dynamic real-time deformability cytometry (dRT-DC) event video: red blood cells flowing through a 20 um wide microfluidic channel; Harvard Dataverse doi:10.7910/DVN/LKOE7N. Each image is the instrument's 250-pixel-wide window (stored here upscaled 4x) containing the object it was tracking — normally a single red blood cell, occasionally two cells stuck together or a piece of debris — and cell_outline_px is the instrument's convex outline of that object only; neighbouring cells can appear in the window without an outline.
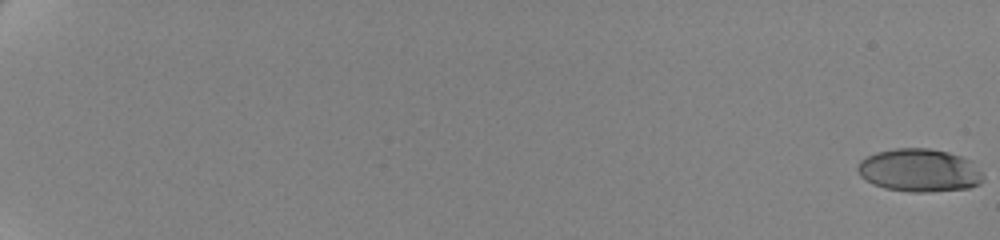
{"species": "human", "species_latin": "Homo sapiens", "temperature_condition": "cold", "stored_images_in_passage": 63, "camera_frame_rate_fps": 3000, "um_per_image_px": 0.085, "donor": {"sex": "female"}, "frame": {"image": 1, "passage_image": 1, "time_ms": 0.0, "image_size_px": [1000, 240], "cell_outline_px": [[984, 180], [980, 184], [968, 188], [928, 192], [912, 192], [884, 188], [872, 184], [864, 180], [860, 176], [856, 168], [860, 160], [876, 152], [896, 148], [928, 148], [948, 152], [972, 160], [984, 172]], "centroid_in_image_um": [78.17, 14.48], "position_along_channel_um": 6.8, "area_um2": 31.91}}
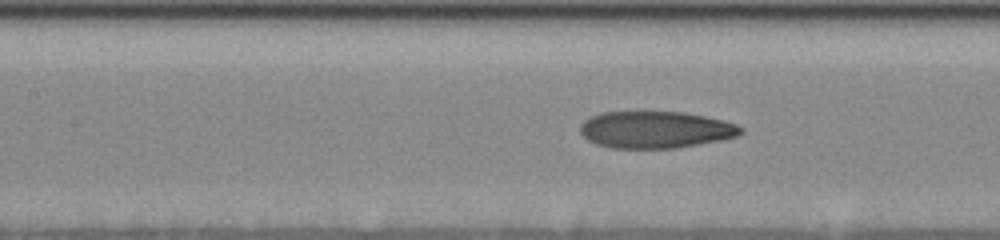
{"frame": {"image": 2, "passage_image": 34, "time_ms": 11.0, "image_size_px": [1000, 240], "cell_outline_px": [[744, 132], [736, 136], [720, 140], [676, 148], [608, 148], [596, 144], [588, 140], [580, 132], [580, 124], [584, 120], [600, 112], [684, 112], [704, 116], [736, 124], [744, 128]], "centroid_in_image_um": [55.69, 11.03], "position_along_channel_um": 151.7, "area_um2": 34.51}}
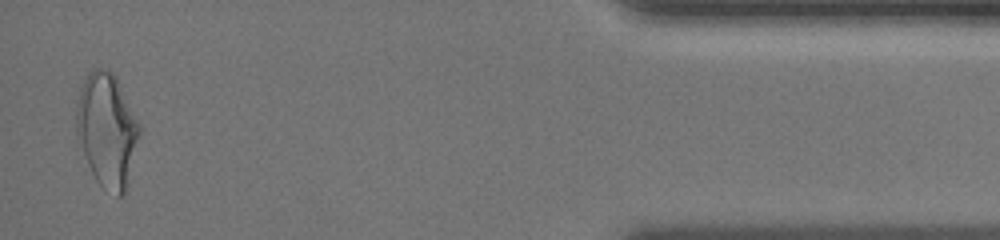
{"frame": {"image": 3, "passage_image": 62, "time_ms": 20.333, "image_size_px": [1000, 240], "cell_outline_px": [[140, 132], [124, 196], [116, 196], [104, 188], [96, 180], [88, 164], [76, 136], [76, 112], [80, 88], [84, 80], [92, 68], [100, 68], [112, 72], [116, 76], [140, 124]], "centroid_in_image_um": [9.09, 11.04], "position_along_channel_um": 426.1, "area_um2": 41.44}, "authors_computed_cell_mechanics": {"area_um2": 34.3332, "velocity_mm_per_s": 3.5016, "shape_relaxation_time_tau1_ms": 6.7055, "shape_relaxation_time_tau2_ms": 1.409, "deformation_change_tau1": 0.2137, "deformation_change_tau2": 0.0896}}